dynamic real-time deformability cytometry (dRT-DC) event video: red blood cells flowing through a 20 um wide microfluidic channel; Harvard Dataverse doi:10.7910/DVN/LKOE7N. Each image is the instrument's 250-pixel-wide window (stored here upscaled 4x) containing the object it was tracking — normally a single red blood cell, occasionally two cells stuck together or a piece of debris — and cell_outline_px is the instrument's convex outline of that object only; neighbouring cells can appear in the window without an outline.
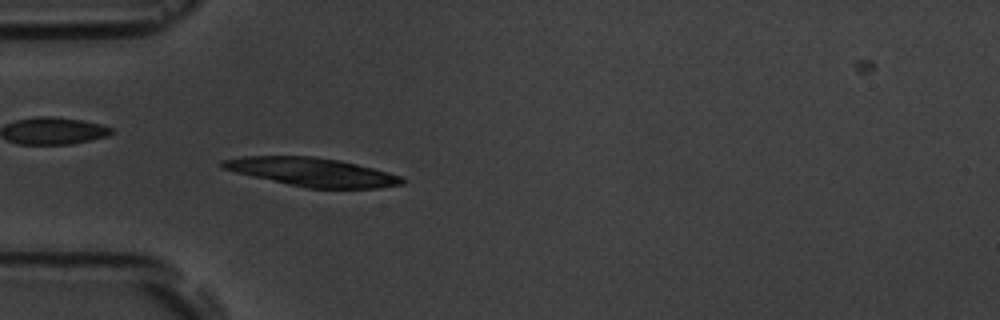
{"species": "common noctule bat (a hibernating species)", "species_latin": "Nyctalus noctula", "temperature_condition": "room temperature", "stored_images_in_passage": 6, "camera_frame_rate_fps": 3000, "um_per_image_px": 0.085, "animal": {"sex": "male", "body_mass_g": 19.5, "forearm_length_mm": 54.6}, "frame": {"image": 1, "passage_image": 5, "time_ms": 4.333, "image_size_px": [1000, 320], "cell_outline_px": [[408, 180], [404, 184], [380, 188], [304, 188], [252, 176], [220, 168], [220, 160], [244, 156], [312, 156], [340, 160], [372, 168], [400, 176]], "centroid_in_image_um": [26.52, 14.62], "position_along_channel_um": 58.5, "area_um2": 29.88}}